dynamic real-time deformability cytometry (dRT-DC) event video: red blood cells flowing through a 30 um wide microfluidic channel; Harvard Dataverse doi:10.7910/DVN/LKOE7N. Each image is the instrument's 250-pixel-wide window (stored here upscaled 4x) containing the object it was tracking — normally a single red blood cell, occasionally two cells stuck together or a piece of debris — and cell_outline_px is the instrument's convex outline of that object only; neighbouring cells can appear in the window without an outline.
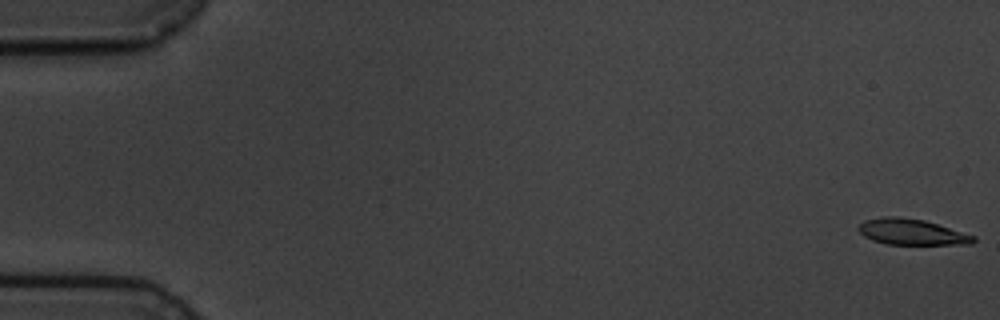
{"species": "common noctule bat (a hibernating species)", "species_latin": "Nyctalus noctula", "temperature_condition": "cold", "stored_images_in_passage": 6, "camera_frame_rate_fps": 3000, "um_per_image_px": 0.085, "animal": {"sex": "male", "body_mass_g": 19.5, "forearm_length_mm": 54.6}, "frame": {"image": 1, "passage_image": 1, "time_ms": 0.0, "image_size_px": [1000, 320], "cell_outline_px": [[976, 240], [972, 244], [888, 244], [872, 240], [864, 236], [856, 228], [864, 220], [884, 216], [900, 216], [924, 220], [976, 236]], "centroid_in_image_um": [77.48, 19.71], "position_along_channel_um": 7.5, "area_um2": 17.34}}